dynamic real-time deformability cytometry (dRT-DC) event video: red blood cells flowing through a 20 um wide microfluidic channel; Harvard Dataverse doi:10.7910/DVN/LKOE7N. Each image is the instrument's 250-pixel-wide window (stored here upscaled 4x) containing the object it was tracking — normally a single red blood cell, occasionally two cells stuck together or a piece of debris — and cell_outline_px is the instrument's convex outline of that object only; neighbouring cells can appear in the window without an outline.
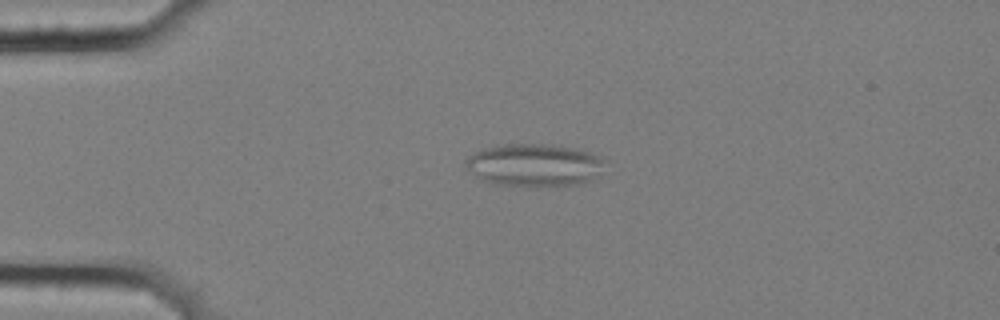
{"species": "common noctule bat (a hibernating species)", "species_latin": "Nyctalus noctula", "temperature_condition": "cold", "stored_images_in_passage": 6, "camera_frame_rate_fps": 3000, "um_per_image_px": 0.085, "animal": {"sex": "female", "body_mass_g": 25.1}, "frame": {"image": 1, "passage_image": 6, "time_ms": 1.667, "image_size_px": [1000, 320], "cell_outline_px": [[604, 160], [588, 180], [584, 184], [556, 188], [536, 188], [496, 184], [484, 180], [468, 172], [464, 164], [464, 160], [468, 156], [484, 148], [496, 144], [552, 144], [576, 148], [592, 152], [600, 156]], "centroid_in_image_um": [45.34, 14.05], "position_along_channel_um": 39.7, "area_um2": 35.26}}